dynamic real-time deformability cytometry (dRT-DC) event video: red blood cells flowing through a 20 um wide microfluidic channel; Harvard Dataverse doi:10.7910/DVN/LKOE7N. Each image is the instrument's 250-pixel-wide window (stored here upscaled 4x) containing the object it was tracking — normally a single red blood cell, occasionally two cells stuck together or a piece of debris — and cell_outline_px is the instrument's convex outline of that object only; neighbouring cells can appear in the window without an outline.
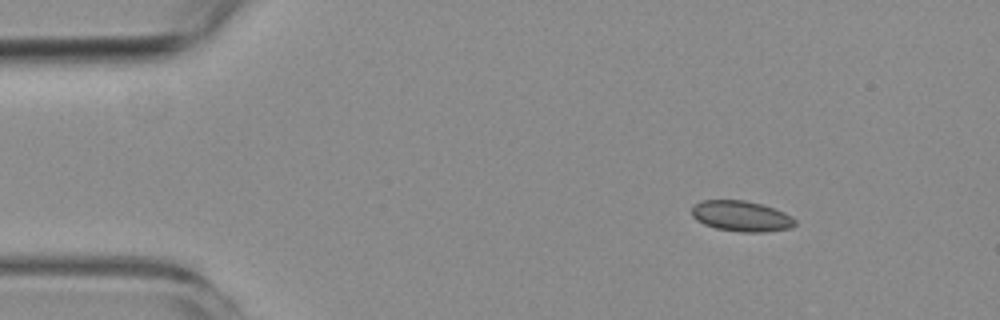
{"species": "common noctule bat (a hibernating species)", "species_latin": "Nyctalus noctula", "temperature_condition": "room temperature", "stored_images_in_passage": 3, "camera_frame_rate_fps": 3000, "um_per_image_px": 0.085, "animal": {"sex": "female", "body_mass_g": 19.3, "forearm_length_mm": 54.1}, "frame": {"image": 1, "passage_image": 1, "time_ms": 0.0, "image_size_px": [1000, 320], "cell_outline_px": [[796, 224], [792, 228], [764, 232], [740, 232], [716, 228], [704, 224], [696, 220], [692, 216], [692, 208], [700, 200], [744, 200], [760, 204], [784, 212], [792, 216], [796, 220]], "centroid_in_image_um": [63.02, 18.38], "position_along_channel_um": 22.0, "area_um2": 18.44}}